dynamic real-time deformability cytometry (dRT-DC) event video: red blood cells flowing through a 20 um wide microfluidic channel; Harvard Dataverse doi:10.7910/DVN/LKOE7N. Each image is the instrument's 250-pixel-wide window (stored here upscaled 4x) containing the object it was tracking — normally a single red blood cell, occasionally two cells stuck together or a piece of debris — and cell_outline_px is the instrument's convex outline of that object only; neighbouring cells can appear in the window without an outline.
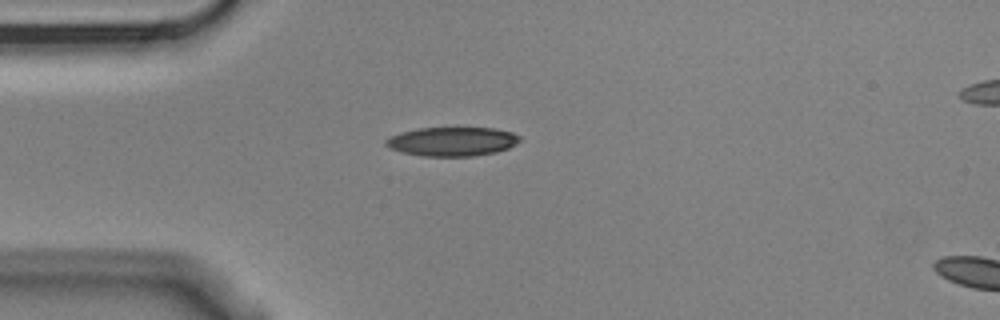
{"species": "Egyptian fruit bat (a non-hibernating species)", "species_latin": "Rousettus aegyptiacus", "temperature_condition": "cold", "stored_images_in_passage": 4, "camera_frame_rate_fps": 3000, "um_per_image_px": 0.085, "animal": {"sex": "male"}, "frame": {"image": 1, "passage_image": 3, "time_ms": 0.667, "image_size_px": [1000, 320], "cell_outline_px": [[524, 140], [508, 148], [496, 152], [476, 156], [424, 156], [400, 152], [388, 148], [384, 144], [384, 140], [400, 132], [416, 128], [492, 128], [512, 132], [520, 136]], "centroid_in_image_um": [38.43, 12.03], "position_along_channel_um": 46.6, "area_um2": 22.89}}